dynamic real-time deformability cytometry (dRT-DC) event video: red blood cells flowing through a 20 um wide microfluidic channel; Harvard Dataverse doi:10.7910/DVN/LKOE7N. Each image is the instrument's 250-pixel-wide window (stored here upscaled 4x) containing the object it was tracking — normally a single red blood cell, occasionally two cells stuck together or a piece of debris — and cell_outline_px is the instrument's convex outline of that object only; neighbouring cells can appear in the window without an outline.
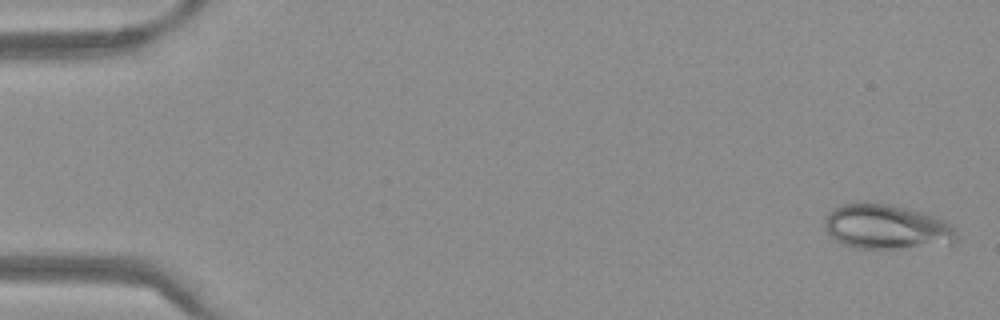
{"species": "Egyptian fruit bat (a non-hibernating species)", "species_latin": "Rousettus aegyptiacus", "temperature_condition": "warm", "stored_images_in_passage": 51, "camera_frame_rate_fps": 3000, "um_per_image_px": 0.085, "frame": {"image": 1, "passage_image": 2, "time_ms": 0.333, "image_size_px": [1000, 320], "cell_outline_px": [[956, 240], [952, 244], [896, 248], [856, 248], [844, 244], [836, 240], [828, 232], [824, 224], [824, 216], [832, 208], [840, 204], [864, 200], [892, 204], [940, 216], [952, 228], [956, 236]], "centroid_in_image_um": [75.31, 19.23], "position_along_channel_um": 9.7, "area_um2": 34.91}}
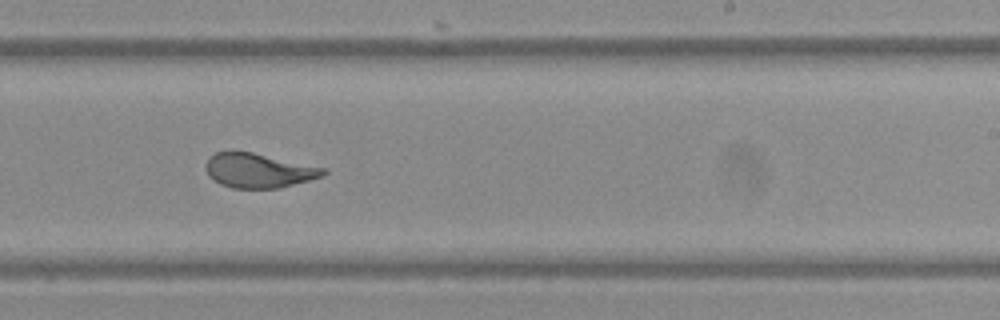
{"frame": {"image": 2, "passage_image": 32, "time_ms": 10.333, "image_size_px": [1000, 320], "cell_outline_px": [[328, 172], [324, 176], [280, 188], [232, 188], [220, 184], [208, 176], [204, 164], [208, 156], [216, 152], [252, 152], [324, 168]], "centroid_in_image_um": [21.95, 14.5], "position_along_channel_um": 267.1, "area_um2": 23.52}}
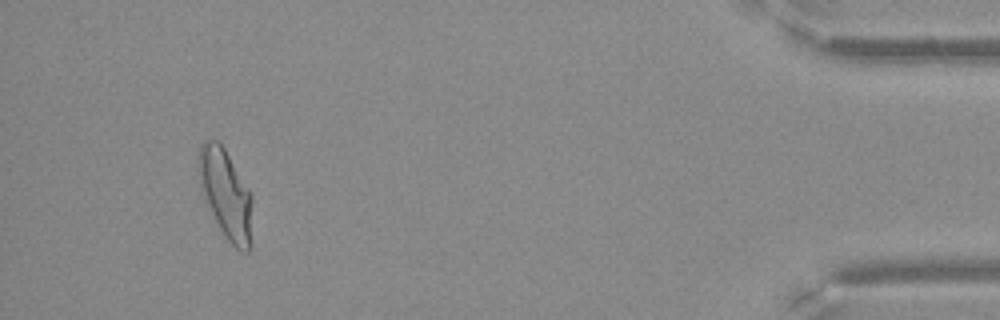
{"frame": {"image": 3, "passage_image": 48, "time_ms": 15.667, "image_size_px": [1000, 320], "cell_outline_px": [[252, 244], [248, 252], [240, 252], [228, 240], [220, 228], [200, 188], [196, 168], [196, 164], [200, 144], [204, 140], [216, 140], [224, 148], [252, 192]], "centroid_in_image_um": [19.2, 16.48], "position_along_channel_um": 416.0, "area_um2": 28.38}}